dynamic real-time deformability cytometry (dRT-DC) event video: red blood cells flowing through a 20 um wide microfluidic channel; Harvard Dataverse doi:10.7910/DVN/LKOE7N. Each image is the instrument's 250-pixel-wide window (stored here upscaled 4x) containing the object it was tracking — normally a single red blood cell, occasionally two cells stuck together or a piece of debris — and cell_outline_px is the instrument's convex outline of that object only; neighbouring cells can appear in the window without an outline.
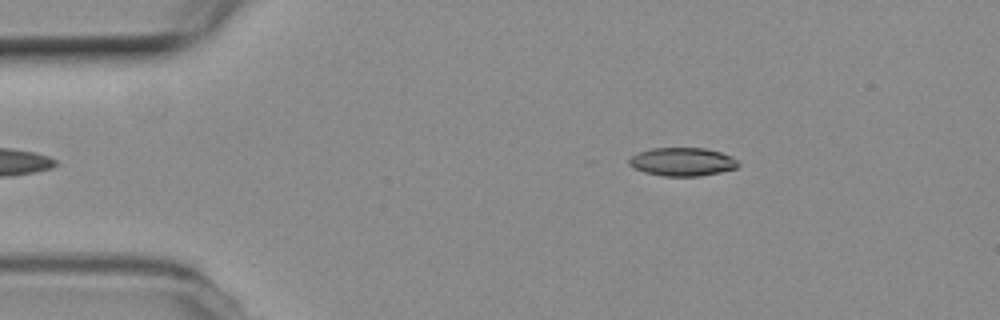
{"species": "common noctule bat (a hibernating species)", "species_latin": "Nyctalus noctula", "temperature_condition": "room temperature", "stored_images_in_passage": 13, "camera_frame_rate_fps": 3000, "um_per_image_px": 0.085, "animal": {"sex": "female", "body_mass_g": 19.3, "forearm_length_mm": 54.1}, "frame": {"image": 1, "passage_image": 2, "time_ms": 0.333, "image_size_px": [1000, 320], "cell_outline_px": [[740, 164], [736, 168], [720, 172], [700, 176], [664, 176], [644, 172], [628, 164], [628, 160], [636, 152], [652, 148], [704, 148], [720, 152], [732, 156]], "centroid_in_image_um": [57.99, 13.75], "position_along_channel_um": 27.0, "area_um2": 18.03}}
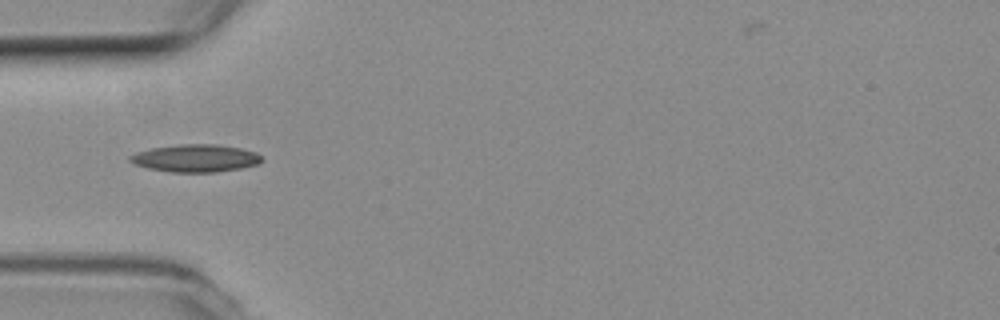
{"frame": {"image": 2, "passage_image": 10, "time_ms": 3.0, "image_size_px": [1000, 320], "cell_outline_px": [[264, 160], [256, 164], [240, 168], [216, 172], [172, 172], [148, 168], [136, 164], [128, 160], [128, 156], [136, 152], [152, 148], [180, 144], [216, 144], [240, 148], [256, 152]], "centroid_in_image_um": [16.61, 13.44], "position_along_channel_um": 68.4, "area_um2": 21.04}}
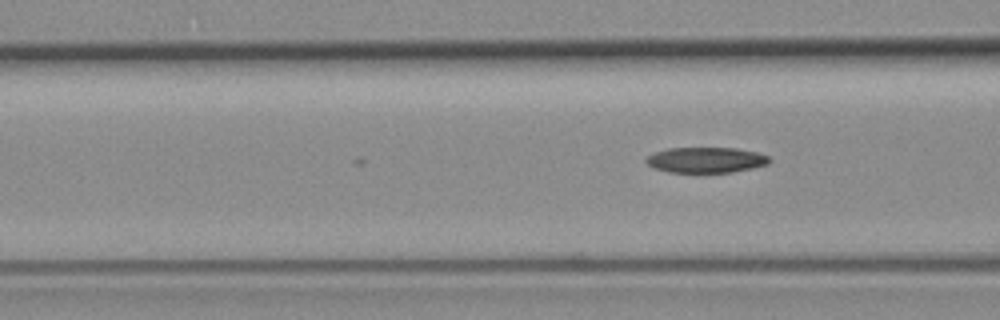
{"frame": {"image": 3, "passage_image": 13, "time_ms": 4.0, "image_size_px": [1000, 320], "cell_outline_px": [[772, 160], [768, 164], [752, 168], [732, 172], [668, 172], [656, 168], [648, 164], [644, 160], [648, 156], [656, 152], [668, 148], [736, 148], [756, 152], [768, 156]], "centroid_in_image_um": [60.03, 13.59], "position_along_channel_um": 106.6, "area_um2": 18.21}}